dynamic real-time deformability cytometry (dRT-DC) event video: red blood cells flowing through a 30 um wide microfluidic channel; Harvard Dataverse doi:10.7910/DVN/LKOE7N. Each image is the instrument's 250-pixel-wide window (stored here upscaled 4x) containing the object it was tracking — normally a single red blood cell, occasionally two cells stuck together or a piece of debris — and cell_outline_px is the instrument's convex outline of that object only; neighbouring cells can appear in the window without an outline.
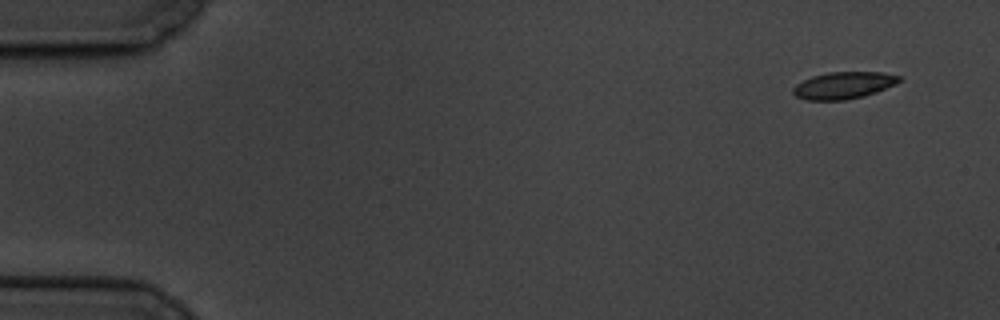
{"species": "common noctule bat (a hibernating species)", "species_latin": "Nyctalus noctula", "temperature_condition": "cold", "stored_images_in_passage": 5, "camera_frame_rate_fps": 3000, "um_per_image_px": 0.085, "animal": {"sex": "male", "body_mass_g": 19.5, "forearm_length_mm": 54.6}, "frame": {"image": 1, "passage_image": 1, "time_ms": 0.0, "image_size_px": [1000, 320], "cell_outline_px": [[900, 80], [896, 84], [876, 92], [864, 96], [844, 100], [804, 100], [796, 96], [792, 92], [792, 88], [796, 84], [812, 76], [828, 72], [880, 72], [900, 76]], "centroid_in_image_um": [71.68, 7.26], "position_along_channel_um": 13.3, "area_um2": 16.65}}
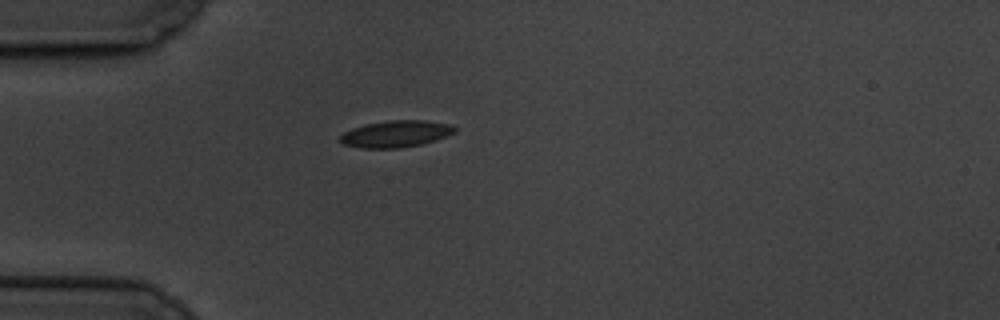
{"frame": {"image": 2, "passage_image": 5, "time_ms": 4.333, "image_size_px": [1000, 320], "cell_outline_px": [[456, 132], [420, 144], [400, 148], [364, 148], [344, 144], [340, 140], [340, 136], [344, 132], [352, 128], [364, 124], [388, 120], [424, 120], [452, 124], [456, 128]], "centroid_in_image_um": [33.64, 11.36], "position_along_channel_um": 51.4, "area_um2": 17.69}}